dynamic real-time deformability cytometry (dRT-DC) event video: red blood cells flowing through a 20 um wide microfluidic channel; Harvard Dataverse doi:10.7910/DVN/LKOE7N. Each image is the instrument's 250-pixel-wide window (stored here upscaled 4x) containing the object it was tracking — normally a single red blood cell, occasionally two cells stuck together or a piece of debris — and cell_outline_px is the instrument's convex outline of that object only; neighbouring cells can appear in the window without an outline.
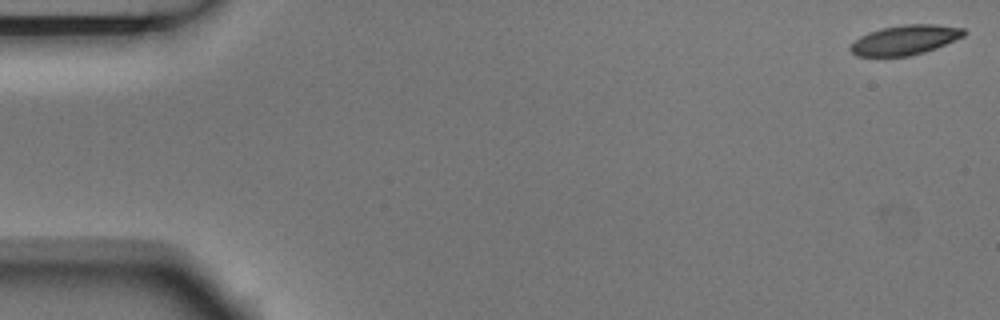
{"species": "Egyptian fruit bat (a non-hibernating species)", "species_latin": "Rousettus aegyptiacus", "temperature_condition": "room temperature", "stored_images_in_passage": 5, "segment_of_instrument_passage": [2, 2], "camera_frame_rate_fps": 3000, "um_per_image_px": 0.085, "animal": {"sex": "male"}, "frame": {"image": 1, "passage_image": 5, "time_ms": 1.333, "image_size_px": [1000, 320], "cell_outline_px": [[968, 32], [964, 36], [936, 48], [924, 52], [908, 56], [856, 56], [848, 48], [860, 36], [868, 32], [880, 28], [904, 24], [936, 24], [964, 28]], "centroid_in_image_um": [76.94, 3.38], "position_along_channel_um": 8.1, "area_um2": 19.71}}